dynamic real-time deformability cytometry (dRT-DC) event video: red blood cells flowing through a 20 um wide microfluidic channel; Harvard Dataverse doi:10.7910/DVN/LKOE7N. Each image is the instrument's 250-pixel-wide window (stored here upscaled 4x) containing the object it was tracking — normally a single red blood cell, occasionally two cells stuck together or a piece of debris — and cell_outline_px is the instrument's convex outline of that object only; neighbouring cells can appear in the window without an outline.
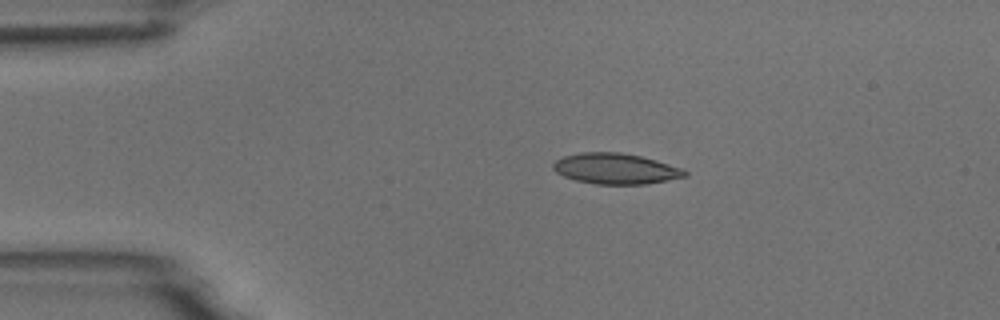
{"species": "common noctule bat (a hibernating species)", "species_latin": "Nyctalus noctula", "temperature_condition": "room temperature", "stored_images_in_passage": 44, "camera_frame_rate_fps": 3000, "um_per_image_px": 0.085, "animal": {"sex": "male", "body_mass_g": 18.8}, "frame": {"image": 1, "passage_image": 1, "time_ms": 0.0, "image_size_px": [1000, 320], "cell_outline_px": [[688, 176], [668, 180], [644, 184], [596, 184], [576, 180], [564, 176], [556, 172], [552, 168], [552, 164], [556, 160], [564, 156], [580, 152], [620, 152], [640, 156], [656, 160], [680, 168], [688, 172]], "centroid_in_image_um": [52.31, 14.33], "position_along_channel_um": 32.7, "area_um2": 23.47}}
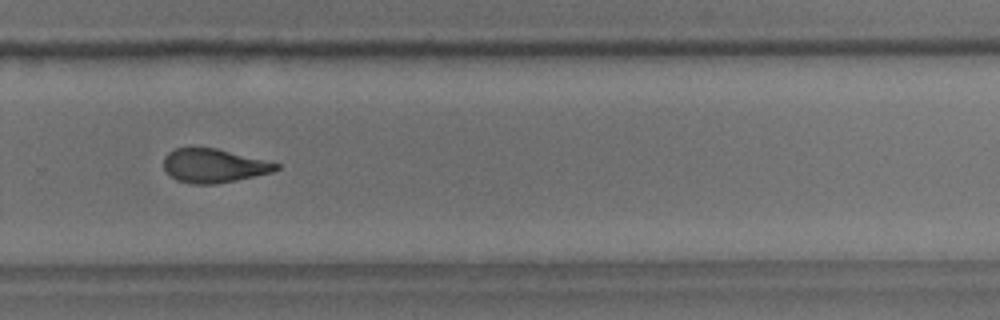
{"frame": {"image": 2, "passage_image": 27, "time_ms": 8.667, "image_size_px": [1000, 320], "cell_outline_px": [[280, 168], [272, 172], [256, 176], [216, 184], [192, 184], [176, 180], [164, 168], [164, 156], [168, 152], [176, 148], [216, 148], [280, 164]], "centroid_in_image_um": [18.17, 14.09], "position_along_channel_um": 311.6, "area_um2": 21.96}}
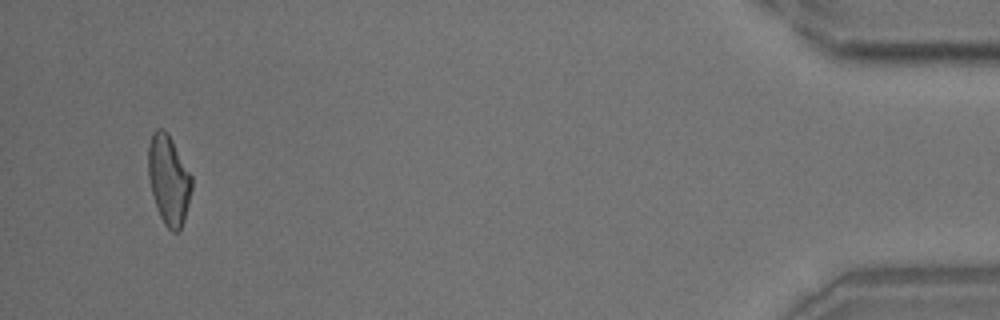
{"frame": {"image": 3, "passage_image": 42, "time_ms": 13.667, "image_size_px": [1000, 320], "cell_outline_px": [[192, 188], [184, 220], [180, 232], [172, 232], [164, 224], [156, 208], [148, 176], [148, 144], [152, 132], [156, 128], [164, 128], [168, 132], [192, 176]], "centroid_in_image_um": [14.33, 15.27], "position_along_channel_um": 420.9, "area_um2": 22.89}, "authors_computed_cell_mechanics": {"area_um2": 22.8888, "velocity_mm_per_s": 3.7277, "shape_relaxation_time_tau1_ms": 8.3045, "shape_relaxation_time_tau2_ms": 2.2768, "deformation_change_tau1": 0.2229, "deformation_change_tau2": 0.1013}}